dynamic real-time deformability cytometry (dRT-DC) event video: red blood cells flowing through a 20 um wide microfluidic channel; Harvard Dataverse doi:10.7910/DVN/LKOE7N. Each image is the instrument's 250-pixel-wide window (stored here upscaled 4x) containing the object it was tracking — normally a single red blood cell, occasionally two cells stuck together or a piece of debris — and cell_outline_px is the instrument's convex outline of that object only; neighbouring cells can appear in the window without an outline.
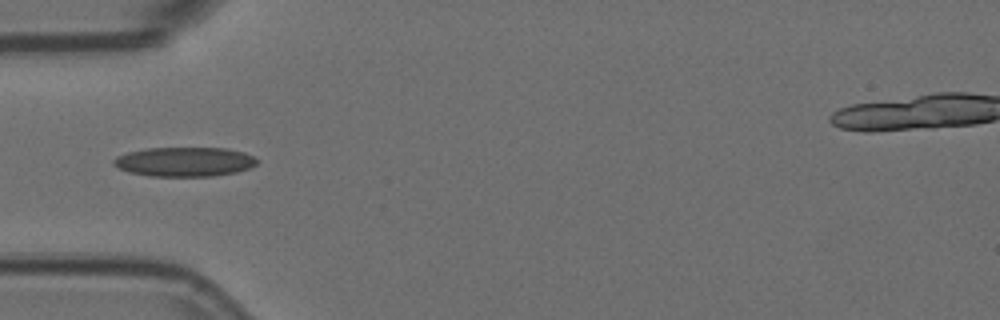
{"species": "Egyptian fruit bat (a non-hibernating species)", "species_latin": "Rousettus aegyptiacus", "temperature_condition": "room temperature", "stored_images_in_passage": 5, "camera_frame_rate_fps": 3000, "um_per_image_px": 0.085, "animal": {"sex": "female"}, "frame": {"image": 1, "passage_image": 4, "time_ms": 1.0, "image_size_px": [1000, 320], "cell_outline_px": [[256, 164], [248, 168], [236, 172], [212, 176], [148, 176], [128, 172], [112, 164], [112, 160], [116, 156], [128, 152], [148, 148], [228, 148], [244, 152], [252, 156], [256, 160]], "centroid_in_image_um": [15.64, 13.75], "position_along_channel_um": 69.4, "area_um2": 24.51}}
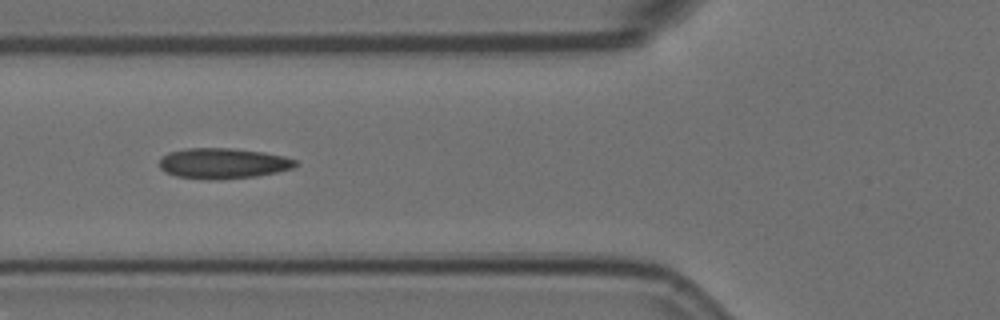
{"frame": {"image": 2, "passage_image": 5, "time_ms": 1.333, "image_size_px": [1000, 320], "cell_outline_px": [[300, 164], [292, 168], [276, 172], [256, 176], [220, 180], [208, 180], [176, 176], [164, 172], [160, 168], [160, 160], [168, 152], [188, 148], [232, 148], [264, 152], [284, 156], [296, 160]], "centroid_in_image_um": [18.97, 13.89], "position_along_channel_um": 106.8, "area_um2": 24.39}}